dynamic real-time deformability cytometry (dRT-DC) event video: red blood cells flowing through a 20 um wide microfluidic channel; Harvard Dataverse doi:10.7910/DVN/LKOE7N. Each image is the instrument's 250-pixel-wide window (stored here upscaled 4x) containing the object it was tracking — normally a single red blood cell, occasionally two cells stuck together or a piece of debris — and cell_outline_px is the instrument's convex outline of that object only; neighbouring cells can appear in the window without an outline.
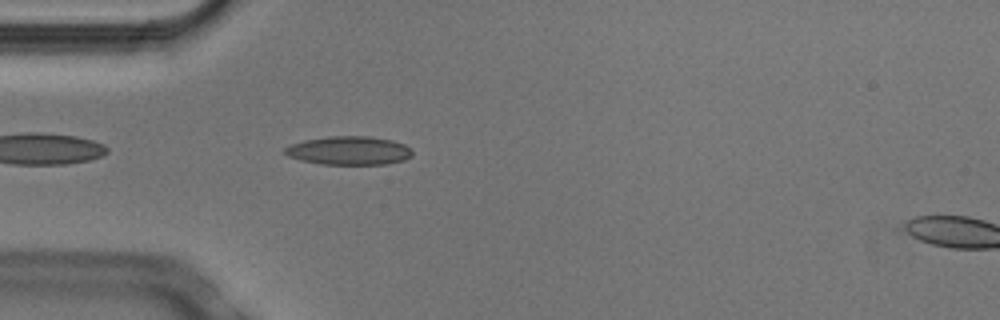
{"species": "Egyptian fruit bat (a non-hibernating species)", "species_latin": "Rousettus aegyptiacus", "temperature_condition": "cold", "stored_images_in_passage": 4, "camera_frame_rate_fps": 3000, "um_per_image_px": 0.085, "animal": {"sex": "male"}, "frame": {"image": 1, "passage_image": 3, "time_ms": 0.667, "image_size_px": [1000, 320], "cell_outline_px": [[412, 156], [404, 160], [384, 164], [320, 164], [300, 160], [288, 156], [284, 152], [284, 148], [288, 144], [304, 140], [328, 136], [368, 136], [392, 140], [404, 144], [412, 152]], "centroid_in_image_um": [29.62, 12.79], "position_along_channel_um": 55.4, "area_um2": 21.27}}